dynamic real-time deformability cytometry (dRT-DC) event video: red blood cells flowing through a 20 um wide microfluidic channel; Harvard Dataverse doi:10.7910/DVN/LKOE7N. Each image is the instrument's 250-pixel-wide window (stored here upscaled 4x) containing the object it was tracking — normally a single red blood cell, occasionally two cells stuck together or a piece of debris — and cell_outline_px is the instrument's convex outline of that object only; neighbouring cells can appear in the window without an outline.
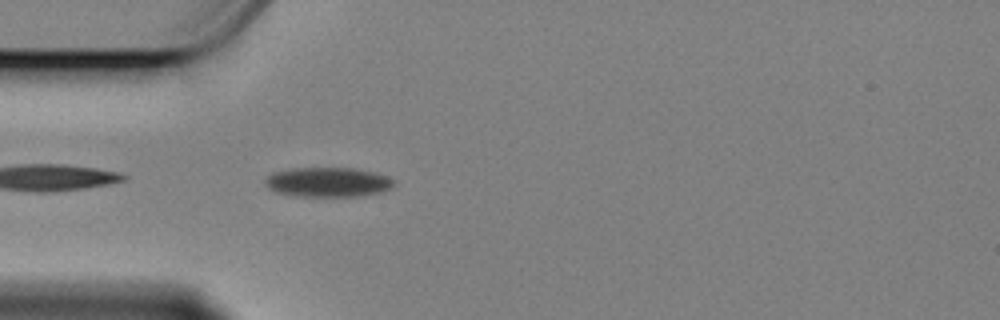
{"species": "Egyptian fruit bat (a non-hibernating species)", "species_latin": "Rousettus aegyptiacus", "temperature_condition": "cold", "stored_images_in_passage": 22, "camera_frame_rate_fps": 3000, "um_per_image_px": 0.085, "animal": {"sex": "female"}, "frame": {"image": 1, "passage_image": 2, "time_ms": 0.333, "image_size_px": [1000, 320], "cell_outline_px": [[396, 184], [380, 192], [356, 196], [296, 196], [276, 192], [268, 188], [264, 184], [264, 180], [272, 172], [292, 168], [352, 168], [372, 172], [388, 176], [396, 180]], "centroid_in_image_um": [27.84, 15.47], "position_along_channel_um": 57.2, "area_um2": 22.2}}
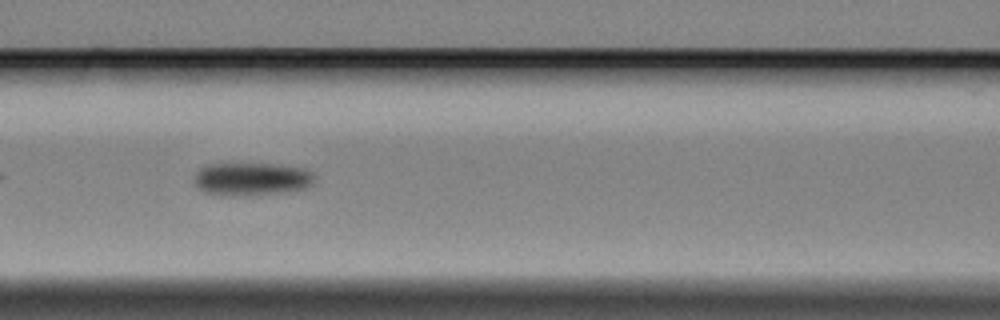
{"frame": {"image": 2, "passage_image": 10, "time_ms": 3.0, "image_size_px": [1000, 320], "cell_outline_px": [[316, 180], [308, 188], [292, 192], [232, 196], [224, 196], [208, 192], [200, 188], [196, 184], [196, 172], [200, 168], [208, 164], [276, 164], [308, 168], [316, 176]], "centroid_in_image_um": [21.51, 15.22], "position_along_channel_um": 145.1, "area_um2": 23.41}}
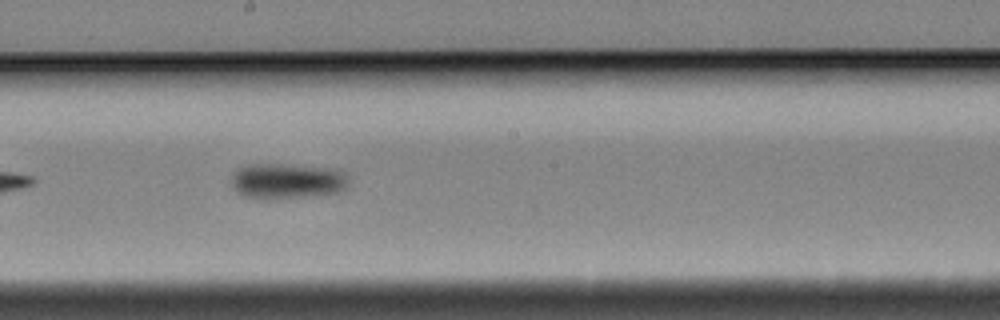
{"frame": {"image": 3, "passage_image": 17, "time_ms": 5.333, "image_size_px": [1000, 320], "cell_outline_px": [[348, 188], [336, 192], [308, 196], [276, 200], [260, 200], [244, 196], [236, 192], [232, 188], [232, 176], [240, 168], [252, 164], [280, 164], [332, 168], [344, 172], [348, 180]], "centroid_in_image_um": [24.38, 15.41], "position_along_channel_um": 223.8, "area_um2": 24.51}}